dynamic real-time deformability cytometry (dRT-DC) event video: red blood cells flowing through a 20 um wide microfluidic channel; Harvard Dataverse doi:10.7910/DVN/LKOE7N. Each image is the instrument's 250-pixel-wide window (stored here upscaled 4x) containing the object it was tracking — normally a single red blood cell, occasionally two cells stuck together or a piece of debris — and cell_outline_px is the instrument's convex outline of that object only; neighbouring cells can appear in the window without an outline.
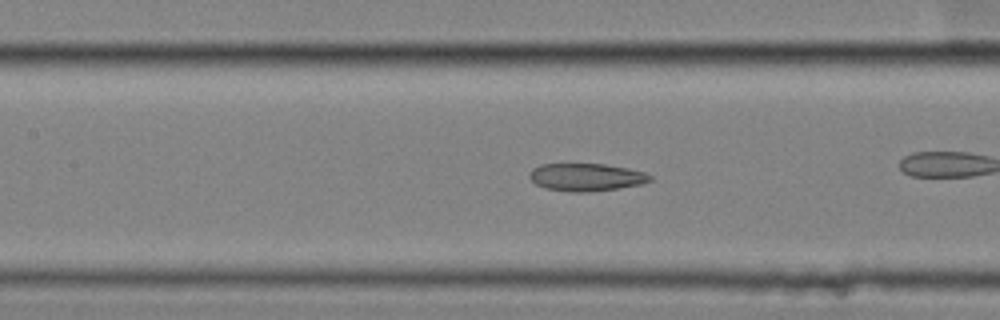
{"species": "common noctule bat (a hibernating species)", "species_latin": "Nyctalus noctula", "temperature_condition": "cold", "stored_images_in_passage": 48, "camera_frame_rate_fps": 3000, "um_per_image_px": 0.085, "animal": {"sex": "female", "body_mass_g": 25.1}, "frame": {"image": 1, "passage_image": 28, "time_ms": 9.0, "image_size_px": [1000, 320], "cell_outline_px": [[652, 180], [640, 184], [620, 188], [588, 192], [572, 192], [544, 188], [536, 184], [528, 176], [528, 172], [532, 168], [540, 164], [604, 164], [628, 168], [644, 172], [652, 176]], "centroid_in_image_um": [49.8, 15.06], "position_along_channel_um": 157.6, "area_um2": 19.54}}